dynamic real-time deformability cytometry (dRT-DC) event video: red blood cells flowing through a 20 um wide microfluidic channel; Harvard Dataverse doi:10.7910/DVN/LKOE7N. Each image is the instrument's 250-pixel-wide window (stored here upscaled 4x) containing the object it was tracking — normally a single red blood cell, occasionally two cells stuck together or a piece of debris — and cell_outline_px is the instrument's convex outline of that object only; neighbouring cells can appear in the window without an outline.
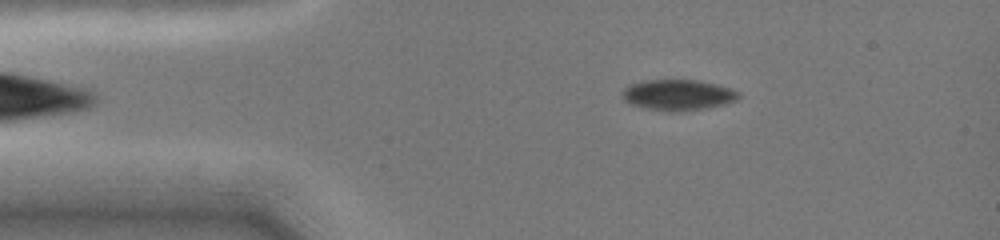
{"species": "common noctule bat (a hibernating species)", "species_latin": "Nyctalus noctula", "temperature_condition": "cold", "stored_images_in_passage": 63, "camera_frame_rate_fps": 3000, "um_per_image_px": 0.085, "animal": {"sex": "female", "body_mass_g": 19.0, "forearm_length_mm": 51.5}, "frame": {"image": 1, "passage_image": 8, "time_ms": 2.333, "image_size_px": [1000, 240], "cell_outline_px": [[740, 96], [736, 100], [724, 104], [708, 108], [680, 112], [668, 112], [628, 104], [624, 100], [620, 92], [628, 84], [640, 80], [700, 80], [732, 88], [740, 92]], "centroid_in_image_um": [57.6, 8.07], "position_along_channel_um": 27.4, "area_um2": 21.33}}
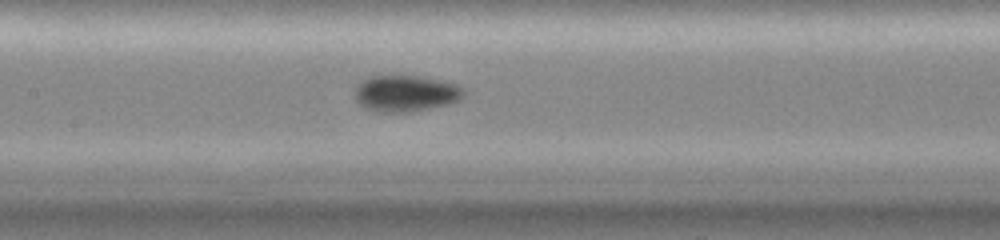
{"frame": {"image": 2, "passage_image": 27, "time_ms": 7.0, "image_size_px": [1000, 240], "cell_outline_px": [[464, 96], [460, 100], [448, 104], [412, 112], [376, 112], [364, 108], [356, 100], [356, 88], [368, 76], [416, 76], [440, 80], [456, 84], [464, 88]], "centroid_in_image_um": [34.5, 7.95], "position_along_channel_um": 172.9, "area_um2": 23.0}}
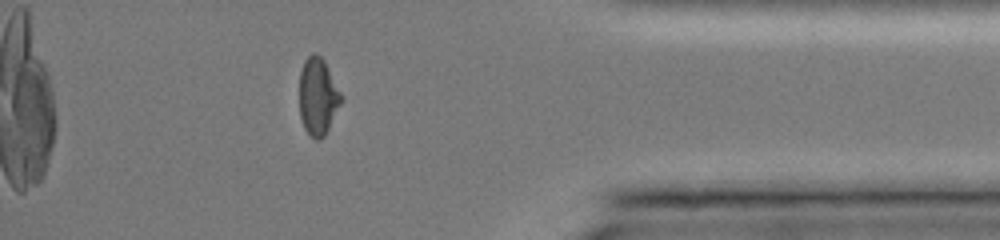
{"frame": {"image": 3, "passage_image": 50, "time_ms": 13.333, "image_size_px": [1000, 240], "cell_outline_px": [[344, 100], [324, 136], [320, 140], [316, 140], [304, 128], [300, 116], [300, 72], [304, 60], [312, 52], [316, 52], [324, 60], [344, 96]], "centroid_in_image_um": [27.05, 8.18], "position_along_channel_um": 408.1, "area_um2": 19.07}}